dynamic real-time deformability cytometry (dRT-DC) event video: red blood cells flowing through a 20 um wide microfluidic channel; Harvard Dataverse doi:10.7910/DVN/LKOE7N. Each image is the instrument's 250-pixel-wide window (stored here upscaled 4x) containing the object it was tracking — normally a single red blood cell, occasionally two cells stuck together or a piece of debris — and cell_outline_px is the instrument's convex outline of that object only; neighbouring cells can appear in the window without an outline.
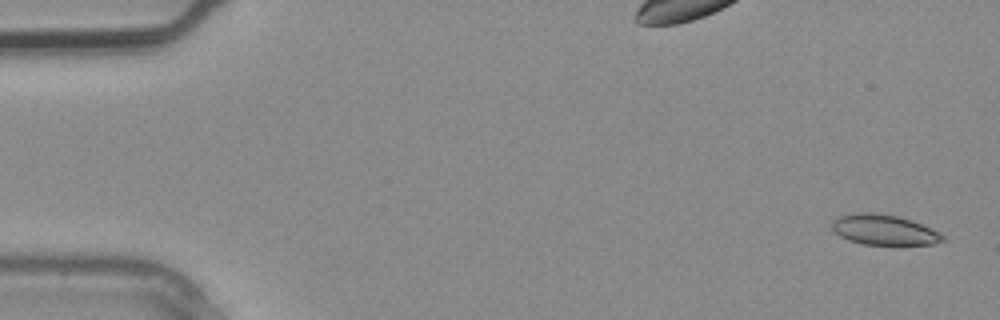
{"species": "common noctule bat (a hibernating species)", "species_latin": "Nyctalus noctula", "temperature_condition": "warm", "stored_images_in_passage": 4, "segment_of_instrument_passage": [1, 2], "camera_frame_rate_fps": 3000, "um_per_image_px": 0.085, "animal": {"sex": "male", "body_mass_g": 20.4}, "frame": {"image": 1, "passage_image": 1, "time_ms": 0.0, "image_size_px": [1000, 320], "cell_outline_px": [[944, 240], [932, 244], [864, 244], [848, 240], [840, 236], [832, 228], [832, 224], [840, 216], [856, 212], [872, 212], [896, 216], [920, 224], [940, 232], [944, 236]], "centroid_in_image_um": [75.13, 19.53], "position_along_channel_um": 9.9, "area_um2": 19.07}}
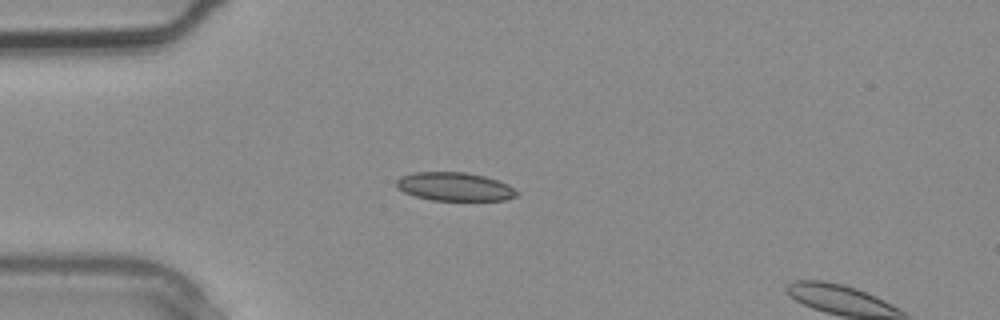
{"frame": {"image": 2, "passage_image": 3, "time_ms": 0.667, "image_size_px": [1000, 320], "cell_outline_px": [[520, 192], [516, 196], [504, 200], [432, 200], [416, 196], [404, 192], [396, 188], [396, 180], [400, 176], [412, 172], [464, 172], [484, 176], [500, 180], [508, 184]], "centroid_in_image_um": [38.65, 15.86], "position_along_channel_um": 46.4, "area_um2": 20.11}}